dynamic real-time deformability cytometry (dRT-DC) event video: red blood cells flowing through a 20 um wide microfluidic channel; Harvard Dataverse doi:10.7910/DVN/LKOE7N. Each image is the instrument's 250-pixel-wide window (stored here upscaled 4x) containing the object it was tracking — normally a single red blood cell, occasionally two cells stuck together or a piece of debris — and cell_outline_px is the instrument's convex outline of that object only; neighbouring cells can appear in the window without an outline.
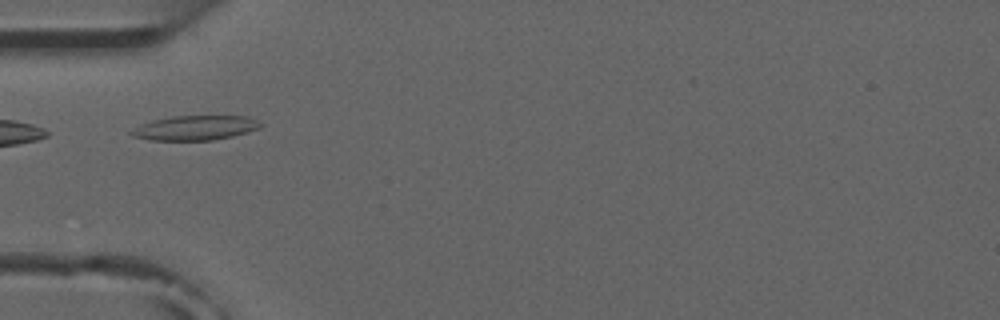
{"species": "common noctule bat (a hibernating species)", "species_latin": "Nyctalus noctula", "temperature_condition": "room temperature", "stored_images_in_passage": 5, "camera_frame_rate_fps": 3000, "um_per_image_px": 0.085, "animal": {"sex": "male", "forearm_length_mm": 52.5}, "frame": {"image": 1, "passage_image": 3, "time_ms": 2.333, "image_size_px": [1000, 320], "cell_outline_px": [[264, 124], [260, 128], [248, 132], [232, 136], [212, 140], [148, 140], [132, 136], [128, 132], [140, 124], [152, 120], [172, 116], [248, 116]], "centroid_in_image_um": [16.58, 10.87], "position_along_channel_um": 68.4, "area_um2": 18.61}}
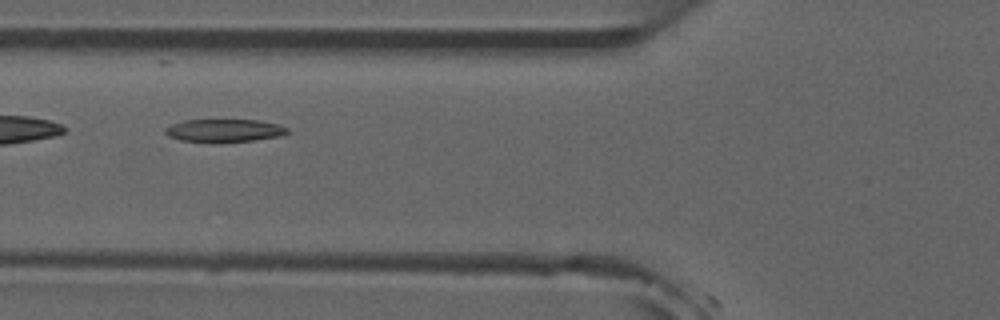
{"frame": {"image": 2, "passage_image": 4, "time_ms": 3.333, "image_size_px": [1000, 320], "cell_outline_px": [[288, 132], [280, 136], [252, 140], [216, 144], [208, 144], [180, 140], [168, 136], [164, 132], [164, 128], [172, 124], [184, 120], [256, 120], [276, 124], [288, 128]], "centroid_in_image_um": [18.98, 11.12], "position_along_channel_um": 106.8, "area_um2": 16.65}}
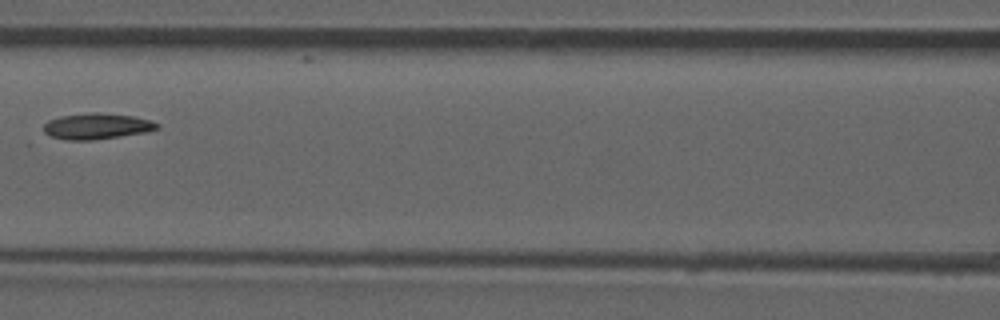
{"frame": {"image": 3, "passage_image": 5, "time_ms": 4.667, "image_size_px": [1000, 320], "cell_outline_px": [[160, 128], [148, 132], [92, 140], [64, 140], [48, 136], [44, 132], [44, 124], [48, 120], [60, 116], [88, 112], [100, 112], [132, 116], [148, 120], [160, 124]], "centroid_in_image_um": [8.2, 10.73], "position_along_channel_um": 158.4, "area_um2": 17.34}}